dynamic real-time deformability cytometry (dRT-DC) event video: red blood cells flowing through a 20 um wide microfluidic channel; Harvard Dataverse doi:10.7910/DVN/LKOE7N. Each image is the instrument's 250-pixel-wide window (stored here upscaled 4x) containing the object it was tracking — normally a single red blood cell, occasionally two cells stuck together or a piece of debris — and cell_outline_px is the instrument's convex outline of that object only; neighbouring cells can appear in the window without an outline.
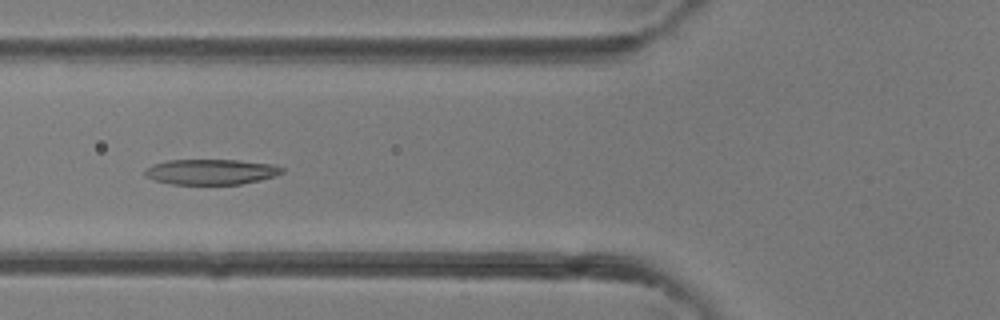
{"species": "common noctule bat (a hibernating species)", "species_latin": "Nyctalus noctula", "temperature_condition": "room temperature", "stored_images_in_passage": 37, "camera_frame_rate_fps": 3000, "um_per_image_px": 0.085, "animal": {"sex": "female"}, "frame": {"image": 1, "passage_image": 12, "time_ms": 3.667, "image_size_px": [1000, 320], "cell_outline_px": [[284, 172], [276, 176], [260, 180], [240, 184], [172, 184], [152, 180], [144, 176], [144, 168], [152, 164], [168, 160], [236, 160], [272, 164], [284, 168]], "centroid_in_image_um": [17.9, 14.6], "position_along_channel_um": 107.9, "area_um2": 20.46}}
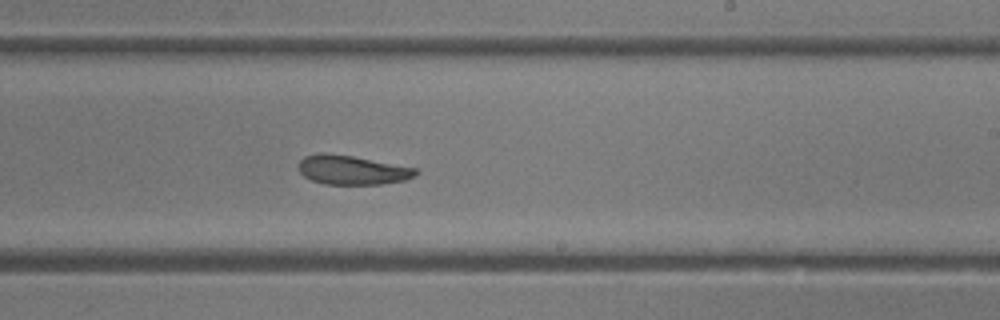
{"frame": {"image": 2, "passage_image": 21, "time_ms": 6.667, "image_size_px": [1000, 320], "cell_outline_px": [[420, 172], [416, 176], [408, 180], [380, 184], [324, 184], [312, 180], [304, 176], [300, 172], [300, 160], [304, 156], [352, 156], [416, 168]], "centroid_in_image_um": [30.05, 14.5], "position_along_channel_um": 259.0, "area_um2": 19.19}}
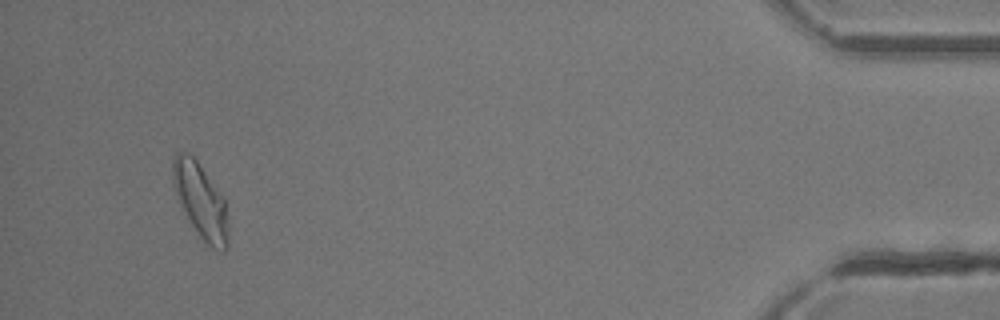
{"frame": {"image": 3, "passage_image": 35, "time_ms": 11.333, "image_size_px": [1000, 320], "cell_outline_px": [[228, 248], [224, 252], [220, 252], [212, 248], [200, 236], [184, 212], [176, 196], [172, 180], [172, 160], [176, 152], [188, 152], [196, 160], [224, 196], [228, 220]], "centroid_in_image_um": [17.07, 17.06], "position_along_channel_um": 418.1, "area_um2": 24.33}}